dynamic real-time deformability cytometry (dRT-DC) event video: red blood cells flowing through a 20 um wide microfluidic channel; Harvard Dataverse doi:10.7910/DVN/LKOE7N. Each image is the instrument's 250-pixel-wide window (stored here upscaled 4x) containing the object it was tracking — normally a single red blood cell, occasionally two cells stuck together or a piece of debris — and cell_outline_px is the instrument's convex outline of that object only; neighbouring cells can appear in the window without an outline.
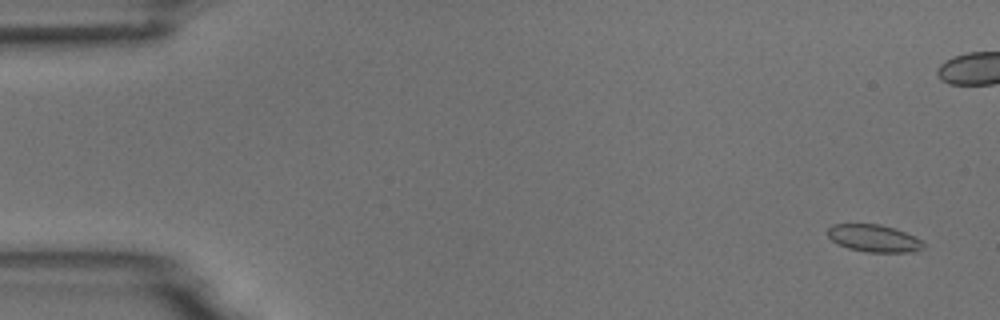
{"species": "common noctule bat (a hibernating species)", "species_latin": "Nyctalus noctula", "temperature_condition": "room temperature", "stored_images_in_passage": 7, "camera_frame_rate_fps": 3000, "um_per_image_px": 0.085, "animal": {"sex": "male", "body_mass_g": 18.8}, "frame": {"image": 1, "passage_image": 1, "time_ms": 0.0, "image_size_px": [1000, 320], "cell_outline_px": [[924, 248], [916, 252], [868, 252], [848, 248], [836, 244], [828, 236], [828, 228], [832, 224], [880, 224], [896, 228], [916, 236], [924, 244]], "centroid_in_image_um": [74.3, 20.25], "position_along_channel_um": 10.7, "area_um2": 15.43}}